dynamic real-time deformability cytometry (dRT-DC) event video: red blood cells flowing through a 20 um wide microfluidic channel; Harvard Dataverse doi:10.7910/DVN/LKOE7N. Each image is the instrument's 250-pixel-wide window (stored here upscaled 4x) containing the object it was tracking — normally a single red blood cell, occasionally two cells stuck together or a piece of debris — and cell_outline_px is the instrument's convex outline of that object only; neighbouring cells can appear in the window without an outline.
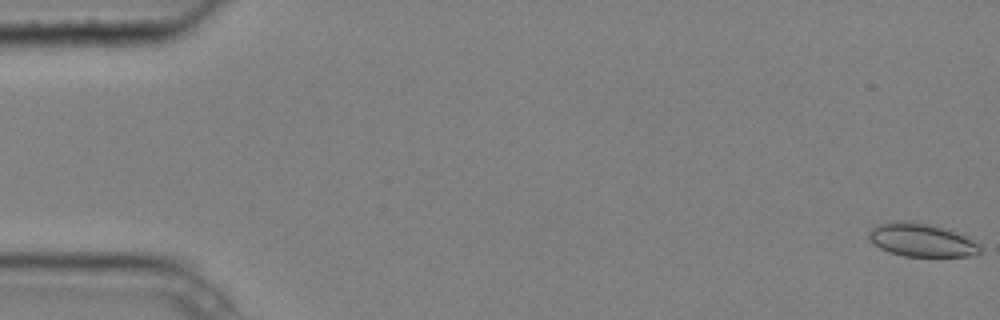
{"species": "common noctule bat (a hibernating species)", "species_latin": "Nyctalus noctula", "temperature_condition": "cold", "stored_images_in_passage": 5, "camera_frame_rate_fps": 3000, "um_per_image_px": 0.085, "animal": {"sex": "male", "body_mass_g": 20.4}, "frame": {"image": 1, "passage_image": 1, "time_ms": 0.0, "image_size_px": [1000, 320], "cell_outline_px": [[980, 252], [972, 256], [904, 256], [888, 252], [880, 248], [868, 236], [868, 232], [872, 228], [880, 224], [896, 220], [904, 220], [928, 224], [944, 228], [956, 232], [980, 244]], "centroid_in_image_um": [78.33, 20.4], "position_along_channel_um": 6.7, "area_um2": 21.33}}
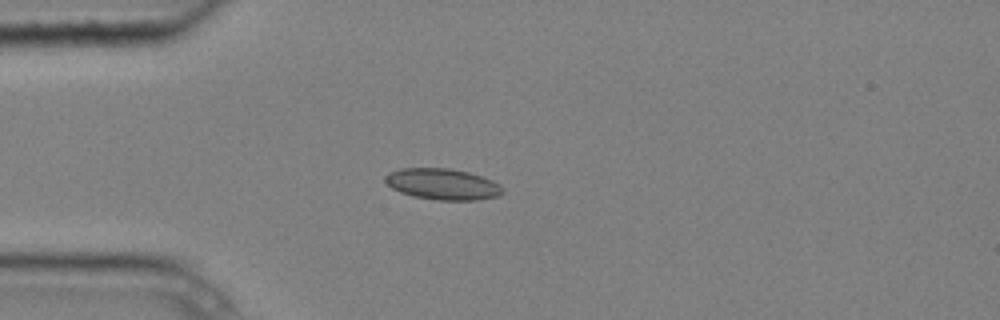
{"frame": {"image": 2, "passage_image": 5, "time_ms": 1.333, "image_size_px": [1000, 320], "cell_outline_px": [[504, 192], [500, 196], [476, 200], [436, 200], [412, 196], [400, 192], [392, 188], [384, 180], [384, 176], [388, 172], [400, 168], [448, 168], [468, 172], [492, 180], [500, 184], [504, 188]], "centroid_in_image_um": [37.62, 15.65], "position_along_channel_um": 47.4, "area_um2": 21.5}}